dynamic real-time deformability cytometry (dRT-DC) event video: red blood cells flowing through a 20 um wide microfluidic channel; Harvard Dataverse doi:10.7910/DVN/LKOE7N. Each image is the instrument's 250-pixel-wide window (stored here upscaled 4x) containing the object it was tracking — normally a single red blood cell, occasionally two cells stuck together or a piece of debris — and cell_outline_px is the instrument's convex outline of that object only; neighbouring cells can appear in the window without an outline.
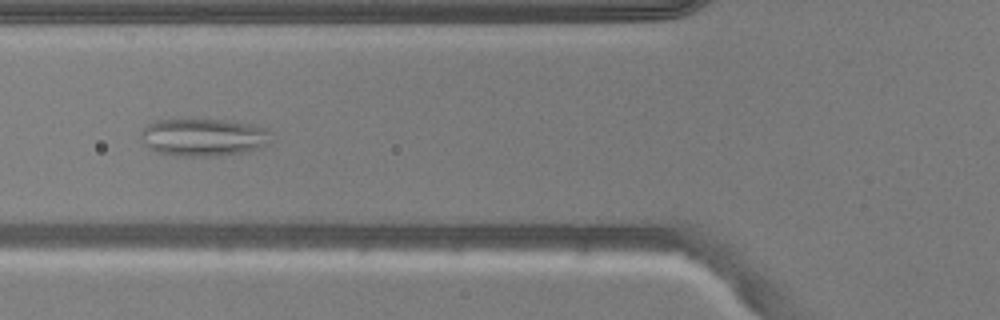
{"species": "common noctule bat (a hibernating species)", "species_latin": "Nyctalus noctula", "temperature_condition": "warm", "stored_images_in_passage": 48, "camera_frame_rate_fps": 3000, "um_per_image_px": 0.085, "animal": {"sex": "male", "body_mass_g": 20.5, "forearm_length_mm": 52.5}, "frame": {"image": 1, "passage_image": 18, "time_ms": 5.667, "image_size_px": [1000, 320], "cell_outline_px": [[272, 144], [248, 152], [216, 156], [176, 156], [156, 152], [148, 148], [140, 136], [140, 132], [152, 120], [228, 120], [252, 124], [268, 128], [272, 140]], "centroid_in_image_um": [17.35, 11.68], "position_along_channel_um": 108.5, "area_um2": 29.07}}
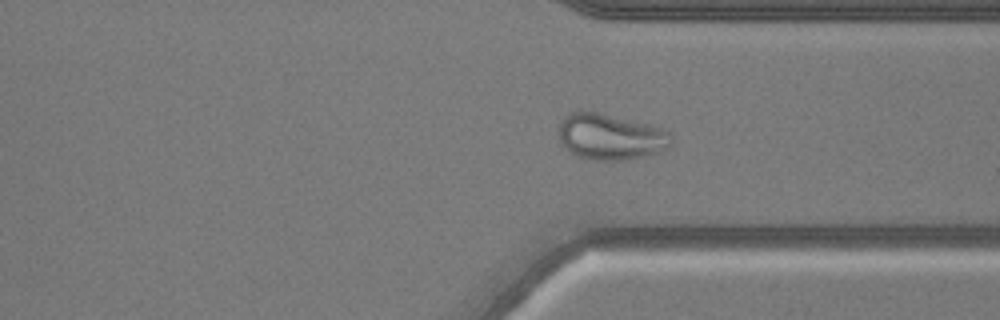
{"frame": {"image": 2, "passage_image": 37, "time_ms": 12.0, "image_size_px": [1000, 320], "cell_outline_px": [[672, 148], [624, 160], [596, 160], [576, 156], [560, 140], [560, 120], [568, 112], [580, 108], [648, 124], [660, 128], [668, 132], [672, 136]], "centroid_in_image_um": [51.88, 11.59], "position_along_channel_um": 359.5, "area_um2": 30.17}}
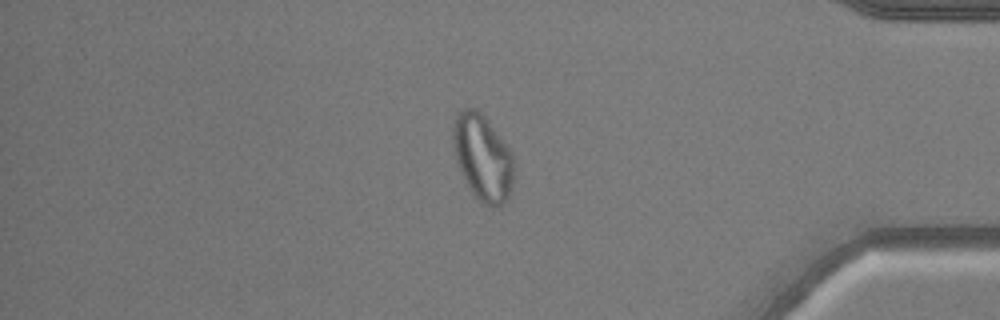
{"frame": {"image": 3, "passage_image": 42, "time_ms": 13.667, "image_size_px": [1000, 320], "cell_outline_px": [[512, 188], [504, 204], [492, 208], [484, 204], [468, 188], [460, 172], [456, 160], [452, 144], [452, 128], [456, 112], [460, 108], [476, 108], [488, 120], [512, 152]], "centroid_in_image_um": [40.98, 13.37], "position_along_channel_um": 394.2, "area_um2": 30.75}}